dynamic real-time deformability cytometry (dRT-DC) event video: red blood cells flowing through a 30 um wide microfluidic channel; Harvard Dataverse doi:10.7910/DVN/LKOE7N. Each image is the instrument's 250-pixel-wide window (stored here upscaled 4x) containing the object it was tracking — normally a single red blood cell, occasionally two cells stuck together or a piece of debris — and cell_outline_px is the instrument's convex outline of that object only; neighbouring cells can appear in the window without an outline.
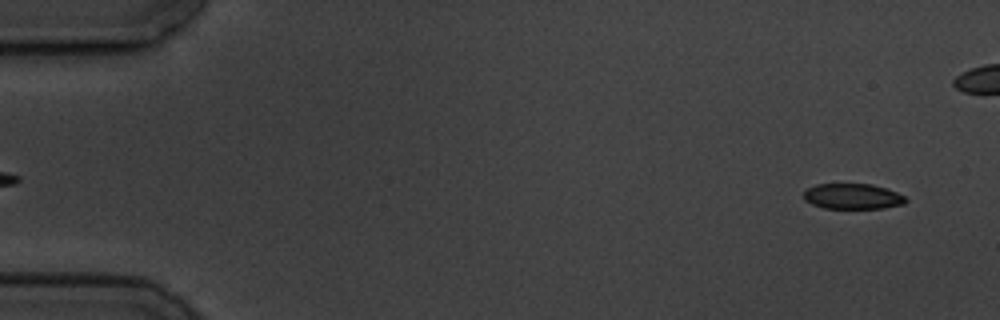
{"species": "common noctule bat (a hibernating species)", "species_latin": "Nyctalus noctula", "temperature_condition": "cold", "stored_images_in_passage": 5, "camera_frame_rate_fps": 3000, "um_per_image_px": 0.085, "animal": {"sex": "male", "body_mass_g": 19.5, "forearm_length_mm": 54.6}, "frame": {"image": 1, "passage_image": 1, "time_ms": 0.0, "image_size_px": [1000, 320], "cell_outline_px": [[908, 200], [904, 204], [884, 208], [824, 208], [812, 204], [804, 200], [804, 192], [808, 188], [816, 184], [872, 184], [888, 188], [904, 196]], "centroid_in_image_um": [72.49, 16.69], "position_along_channel_um": 12.5, "area_um2": 15.2}}